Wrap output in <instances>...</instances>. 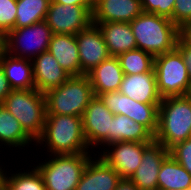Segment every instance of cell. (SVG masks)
Masks as SVG:
<instances>
[{
  "label": "cell",
  "mask_w": 191,
  "mask_h": 190,
  "mask_svg": "<svg viewBox=\"0 0 191 190\" xmlns=\"http://www.w3.org/2000/svg\"><path fill=\"white\" fill-rule=\"evenodd\" d=\"M2 50V38H0V51Z\"/></svg>",
  "instance_id": "cell-39"
},
{
  "label": "cell",
  "mask_w": 191,
  "mask_h": 190,
  "mask_svg": "<svg viewBox=\"0 0 191 190\" xmlns=\"http://www.w3.org/2000/svg\"><path fill=\"white\" fill-rule=\"evenodd\" d=\"M114 114L98 98L94 97L86 107L83 116V133L89 148L97 155L111 144V120ZM96 149H98L96 151Z\"/></svg>",
  "instance_id": "cell-10"
},
{
  "label": "cell",
  "mask_w": 191,
  "mask_h": 190,
  "mask_svg": "<svg viewBox=\"0 0 191 190\" xmlns=\"http://www.w3.org/2000/svg\"><path fill=\"white\" fill-rule=\"evenodd\" d=\"M50 2L59 3L62 5L94 7V0H50Z\"/></svg>",
  "instance_id": "cell-35"
},
{
  "label": "cell",
  "mask_w": 191,
  "mask_h": 190,
  "mask_svg": "<svg viewBox=\"0 0 191 190\" xmlns=\"http://www.w3.org/2000/svg\"><path fill=\"white\" fill-rule=\"evenodd\" d=\"M169 153L191 174V138L176 143L169 149Z\"/></svg>",
  "instance_id": "cell-31"
},
{
  "label": "cell",
  "mask_w": 191,
  "mask_h": 190,
  "mask_svg": "<svg viewBox=\"0 0 191 190\" xmlns=\"http://www.w3.org/2000/svg\"><path fill=\"white\" fill-rule=\"evenodd\" d=\"M1 161L2 160L0 159V190H9L8 183H7V171L9 170L8 168H10L9 166L11 163L4 162V164H5V166H4L3 161L2 162ZM8 163H9V165L7 166L6 164H8ZM5 168H7V169H5Z\"/></svg>",
  "instance_id": "cell-36"
},
{
  "label": "cell",
  "mask_w": 191,
  "mask_h": 190,
  "mask_svg": "<svg viewBox=\"0 0 191 190\" xmlns=\"http://www.w3.org/2000/svg\"><path fill=\"white\" fill-rule=\"evenodd\" d=\"M188 189H191V174L169 154L160 167L157 190Z\"/></svg>",
  "instance_id": "cell-25"
},
{
  "label": "cell",
  "mask_w": 191,
  "mask_h": 190,
  "mask_svg": "<svg viewBox=\"0 0 191 190\" xmlns=\"http://www.w3.org/2000/svg\"><path fill=\"white\" fill-rule=\"evenodd\" d=\"M34 144H36V142L24 131L19 121L3 106V104L0 105V148H2L4 152L8 149L7 151L10 155L16 157L17 154L12 155L11 151L15 150V153L19 151L22 153L25 149L29 151V148L34 147ZM3 151L0 150V155L3 154Z\"/></svg>",
  "instance_id": "cell-18"
},
{
  "label": "cell",
  "mask_w": 191,
  "mask_h": 190,
  "mask_svg": "<svg viewBox=\"0 0 191 190\" xmlns=\"http://www.w3.org/2000/svg\"><path fill=\"white\" fill-rule=\"evenodd\" d=\"M81 71L87 75L110 55L99 27L91 24L76 34Z\"/></svg>",
  "instance_id": "cell-13"
},
{
  "label": "cell",
  "mask_w": 191,
  "mask_h": 190,
  "mask_svg": "<svg viewBox=\"0 0 191 190\" xmlns=\"http://www.w3.org/2000/svg\"><path fill=\"white\" fill-rule=\"evenodd\" d=\"M115 190H140L130 178H121Z\"/></svg>",
  "instance_id": "cell-37"
},
{
  "label": "cell",
  "mask_w": 191,
  "mask_h": 190,
  "mask_svg": "<svg viewBox=\"0 0 191 190\" xmlns=\"http://www.w3.org/2000/svg\"><path fill=\"white\" fill-rule=\"evenodd\" d=\"M11 90L12 88L5 76L4 70L0 66V105L3 104L4 99L10 94Z\"/></svg>",
  "instance_id": "cell-34"
},
{
  "label": "cell",
  "mask_w": 191,
  "mask_h": 190,
  "mask_svg": "<svg viewBox=\"0 0 191 190\" xmlns=\"http://www.w3.org/2000/svg\"><path fill=\"white\" fill-rule=\"evenodd\" d=\"M94 95L119 91L124 72L117 56H109L88 74Z\"/></svg>",
  "instance_id": "cell-21"
},
{
  "label": "cell",
  "mask_w": 191,
  "mask_h": 190,
  "mask_svg": "<svg viewBox=\"0 0 191 190\" xmlns=\"http://www.w3.org/2000/svg\"><path fill=\"white\" fill-rule=\"evenodd\" d=\"M180 37L191 46V22L180 29Z\"/></svg>",
  "instance_id": "cell-38"
},
{
  "label": "cell",
  "mask_w": 191,
  "mask_h": 190,
  "mask_svg": "<svg viewBox=\"0 0 191 190\" xmlns=\"http://www.w3.org/2000/svg\"><path fill=\"white\" fill-rule=\"evenodd\" d=\"M0 66L12 90L35 88L32 60L17 58L1 50Z\"/></svg>",
  "instance_id": "cell-23"
},
{
  "label": "cell",
  "mask_w": 191,
  "mask_h": 190,
  "mask_svg": "<svg viewBox=\"0 0 191 190\" xmlns=\"http://www.w3.org/2000/svg\"><path fill=\"white\" fill-rule=\"evenodd\" d=\"M97 97L114 115H125L144 125L153 135L156 134L160 103H140L119 91L102 93Z\"/></svg>",
  "instance_id": "cell-9"
},
{
  "label": "cell",
  "mask_w": 191,
  "mask_h": 190,
  "mask_svg": "<svg viewBox=\"0 0 191 190\" xmlns=\"http://www.w3.org/2000/svg\"><path fill=\"white\" fill-rule=\"evenodd\" d=\"M191 22V0H175L173 23L181 29Z\"/></svg>",
  "instance_id": "cell-32"
},
{
  "label": "cell",
  "mask_w": 191,
  "mask_h": 190,
  "mask_svg": "<svg viewBox=\"0 0 191 190\" xmlns=\"http://www.w3.org/2000/svg\"><path fill=\"white\" fill-rule=\"evenodd\" d=\"M119 92L140 103H161L154 68L147 73L124 74Z\"/></svg>",
  "instance_id": "cell-19"
},
{
  "label": "cell",
  "mask_w": 191,
  "mask_h": 190,
  "mask_svg": "<svg viewBox=\"0 0 191 190\" xmlns=\"http://www.w3.org/2000/svg\"><path fill=\"white\" fill-rule=\"evenodd\" d=\"M117 57L124 74L134 75L147 73L154 68L155 57L138 48L121 53Z\"/></svg>",
  "instance_id": "cell-28"
},
{
  "label": "cell",
  "mask_w": 191,
  "mask_h": 190,
  "mask_svg": "<svg viewBox=\"0 0 191 190\" xmlns=\"http://www.w3.org/2000/svg\"><path fill=\"white\" fill-rule=\"evenodd\" d=\"M169 154V149L153 141L144 150L140 166L131 175L130 180L140 190H157L160 167Z\"/></svg>",
  "instance_id": "cell-14"
},
{
  "label": "cell",
  "mask_w": 191,
  "mask_h": 190,
  "mask_svg": "<svg viewBox=\"0 0 191 190\" xmlns=\"http://www.w3.org/2000/svg\"><path fill=\"white\" fill-rule=\"evenodd\" d=\"M94 97L88 75L70 76L59 87L45 93L47 114L82 117Z\"/></svg>",
  "instance_id": "cell-6"
},
{
  "label": "cell",
  "mask_w": 191,
  "mask_h": 190,
  "mask_svg": "<svg viewBox=\"0 0 191 190\" xmlns=\"http://www.w3.org/2000/svg\"><path fill=\"white\" fill-rule=\"evenodd\" d=\"M142 12L140 0H94L92 23H130Z\"/></svg>",
  "instance_id": "cell-15"
},
{
  "label": "cell",
  "mask_w": 191,
  "mask_h": 190,
  "mask_svg": "<svg viewBox=\"0 0 191 190\" xmlns=\"http://www.w3.org/2000/svg\"><path fill=\"white\" fill-rule=\"evenodd\" d=\"M35 89L41 93L59 87L70 75L47 50L32 60Z\"/></svg>",
  "instance_id": "cell-17"
},
{
  "label": "cell",
  "mask_w": 191,
  "mask_h": 190,
  "mask_svg": "<svg viewBox=\"0 0 191 190\" xmlns=\"http://www.w3.org/2000/svg\"><path fill=\"white\" fill-rule=\"evenodd\" d=\"M130 26L135 36L137 48L152 54L154 57L176 48L180 29L171 19L142 12Z\"/></svg>",
  "instance_id": "cell-2"
},
{
  "label": "cell",
  "mask_w": 191,
  "mask_h": 190,
  "mask_svg": "<svg viewBox=\"0 0 191 190\" xmlns=\"http://www.w3.org/2000/svg\"><path fill=\"white\" fill-rule=\"evenodd\" d=\"M93 8L50 2L45 22L53 34L76 35L92 24Z\"/></svg>",
  "instance_id": "cell-11"
},
{
  "label": "cell",
  "mask_w": 191,
  "mask_h": 190,
  "mask_svg": "<svg viewBox=\"0 0 191 190\" xmlns=\"http://www.w3.org/2000/svg\"><path fill=\"white\" fill-rule=\"evenodd\" d=\"M188 138H191V97L162 98L158 107V128L154 141L170 149Z\"/></svg>",
  "instance_id": "cell-3"
},
{
  "label": "cell",
  "mask_w": 191,
  "mask_h": 190,
  "mask_svg": "<svg viewBox=\"0 0 191 190\" xmlns=\"http://www.w3.org/2000/svg\"><path fill=\"white\" fill-rule=\"evenodd\" d=\"M94 155L95 153L46 155L41 161L35 159L38 156L35 154L33 159L36 161H30L37 162L32 165L42 175L46 190H75L88 161Z\"/></svg>",
  "instance_id": "cell-4"
},
{
  "label": "cell",
  "mask_w": 191,
  "mask_h": 190,
  "mask_svg": "<svg viewBox=\"0 0 191 190\" xmlns=\"http://www.w3.org/2000/svg\"><path fill=\"white\" fill-rule=\"evenodd\" d=\"M93 24L101 30L110 56H118L137 48L130 23L102 22Z\"/></svg>",
  "instance_id": "cell-22"
},
{
  "label": "cell",
  "mask_w": 191,
  "mask_h": 190,
  "mask_svg": "<svg viewBox=\"0 0 191 190\" xmlns=\"http://www.w3.org/2000/svg\"><path fill=\"white\" fill-rule=\"evenodd\" d=\"M152 142L119 141L105 146L97 155L114 168L121 178H130L140 166L144 150Z\"/></svg>",
  "instance_id": "cell-12"
},
{
  "label": "cell",
  "mask_w": 191,
  "mask_h": 190,
  "mask_svg": "<svg viewBox=\"0 0 191 190\" xmlns=\"http://www.w3.org/2000/svg\"><path fill=\"white\" fill-rule=\"evenodd\" d=\"M17 0H0V38H3L8 32L14 29Z\"/></svg>",
  "instance_id": "cell-29"
},
{
  "label": "cell",
  "mask_w": 191,
  "mask_h": 190,
  "mask_svg": "<svg viewBox=\"0 0 191 190\" xmlns=\"http://www.w3.org/2000/svg\"><path fill=\"white\" fill-rule=\"evenodd\" d=\"M120 179L119 173L95 154L88 161L75 190H115Z\"/></svg>",
  "instance_id": "cell-16"
},
{
  "label": "cell",
  "mask_w": 191,
  "mask_h": 190,
  "mask_svg": "<svg viewBox=\"0 0 191 190\" xmlns=\"http://www.w3.org/2000/svg\"><path fill=\"white\" fill-rule=\"evenodd\" d=\"M34 146L32 149H38L35 151H46L45 154L39 151L42 158L45 155L94 153L85 139L82 117L70 115L46 114L43 133Z\"/></svg>",
  "instance_id": "cell-1"
},
{
  "label": "cell",
  "mask_w": 191,
  "mask_h": 190,
  "mask_svg": "<svg viewBox=\"0 0 191 190\" xmlns=\"http://www.w3.org/2000/svg\"><path fill=\"white\" fill-rule=\"evenodd\" d=\"M50 0H17L14 28L27 27L45 20Z\"/></svg>",
  "instance_id": "cell-27"
},
{
  "label": "cell",
  "mask_w": 191,
  "mask_h": 190,
  "mask_svg": "<svg viewBox=\"0 0 191 190\" xmlns=\"http://www.w3.org/2000/svg\"><path fill=\"white\" fill-rule=\"evenodd\" d=\"M3 106L19 121L24 131L36 142L46 121L45 94L35 88L15 89L4 99Z\"/></svg>",
  "instance_id": "cell-5"
},
{
  "label": "cell",
  "mask_w": 191,
  "mask_h": 190,
  "mask_svg": "<svg viewBox=\"0 0 191 190\" xmlns=\"http://www.w3.org/2000/svg\"><path fill=\"white\" fill-rule=\"evenodd\" d=\"M52 34L45 20L14 28L2 38V50L17 58L33 60L48 50Z\"/></svg>",
  "instance_id": "cell-8"
},
{
  "label": "cell",
  "mask_w": 191,
  "mask_h": 190,
  "mask_svg": "<svg viewBox=\"0 0 191 190\" xmlns=\"http://www.w3.org/2000/svg\"><path fill=\"white\" fill-rule=\"evenodd\" d=\"M176 49L180 52L184 60L191 81V46L179 37L176 43Z\"/></svg>",
  "instance_id": "cell-33"
},
{
  "label": "cell",
  "mask_w": 191,
  "mask_h": 190,
  "mask_svg": "<svg viewBox=\"0 0 191 190\" xmlns=\"http://www.w3.org/2000/svg\"><path fill=\"white\" fill-rule=\"evenodd\" d=\"M157 90L162 98L189 95L191 81L180 52L175 48L154 58Z\"/></svg>",
  "instance_id": "cell-7"
},
{
  "label": "cell",
  "mask_w": 191,
  "mask_h": 190,
  "mask_svg": "<svg viewBox=\"0 0 191 190\" xmlns=\"http://www.w3.org/2000/svg\"><path fill=\"white\" fill-rule=\"evenodd\" d=\"M143 12L155 13L171 19L173 22V10L175 0H140Z\"/></svg>",
  "instance_id": "cell-30"
},
{
  "label": "cell",
  "mask_w": 191,
  "mask_h": 190,
  "mask_svg": "<svg viewBox=\"0 0 191 190\" xmlns=\"http://www.w3.org/2000/svg\"><path fill=\"white\" fill-rule=\"evenodd\" d=\"M119 141L153 142L154 135L144 125L117 114L111 120V143Z\"/></svg>",
  "instance_id": "cell-24"
},
{
  "label": "cell",
  "mask_w": 191,
  "mask_h": 190,
  "mask_svg": "<svg viewBox=\"0 0 191 190\" xmlns=\"http://www.w3.org/2000/svg\"><path fill=\"white\" fill-rule=\"evenodd\" d=\"M48 51L70 76L85 75L81 71L76 35L52 34Z\"/></svg>",
  "instance_id": "cell-20"
},
{
  "label": "cell",
  "mask_w": 191,
  "mask_h": 190,
  "mask_svg": "<svg viewBox=\"0 0 191 190\" xmlns=\"http://www.w3.org/2000/svg\"><path fill=\"white\" fill-rule=\"evenodd\" d=\"M25 159L23 169H16L15 167V171L10 169L7 172L9 190H46L44 180L38 169L34 165L32 166V163L31 165L26 163L29 161L27 160V156ZM25 164H28L27 169L25 168Z\"/></svg>",
  "instance_id": "cell-26"
}]
</instances>
